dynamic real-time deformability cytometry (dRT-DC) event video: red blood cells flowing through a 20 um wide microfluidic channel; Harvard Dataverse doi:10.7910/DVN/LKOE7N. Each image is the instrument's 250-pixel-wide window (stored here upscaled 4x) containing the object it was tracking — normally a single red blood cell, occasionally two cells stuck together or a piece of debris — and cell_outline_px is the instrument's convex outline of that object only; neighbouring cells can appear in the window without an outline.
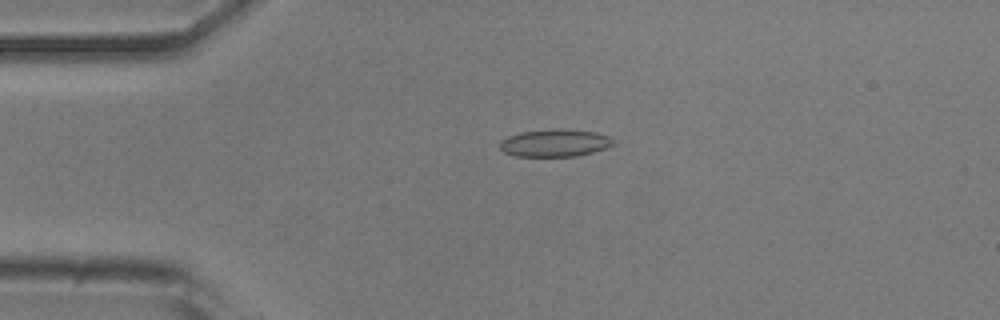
{"species": "common noctule bat (a hibernating species)", "species_latin": "Nyctalus noctula", "temperature_condition": "room temperature", "stored_images_in_passage": 42, "camera_frame_rate_fps": 3000, "um_per_image_px": 0.085, "animal": {"sex": "male", "body_mass_g": 20.5, "forearm_length_mm": 52.5}, "frame": {"image": 1, "passage_image": 11, "time_ms": 3.333, "image_size_px": [1000, 320], "cell_outline_px": [[616, 144], [592, 152], [576, 156], [512, 156], [504, 152], [500, 148], [500, 140], [508, 136], [520, 132], [556, 128], [596, 132], [608, 136], [616, 140]], "centroid_in_image_um": [47.16, 12.14], "position_along_channel_um": 37.8, "area_um2": 18.26}}
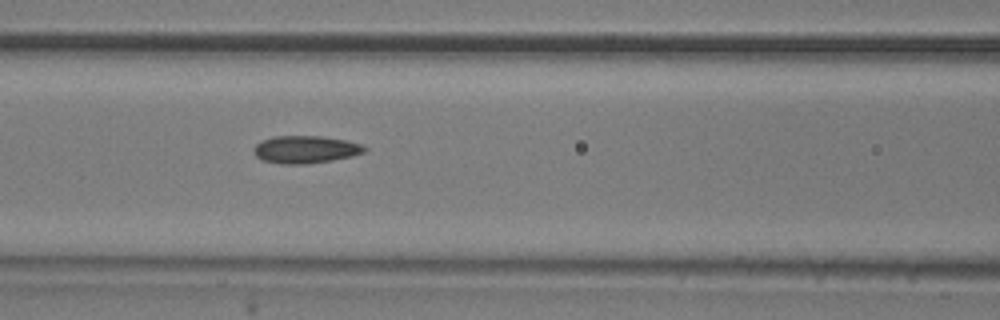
{"frame": {"image": 2, "passage_image": 21, "time_ms": 6.667, "image_size_px": [1000, 320], "cell_outline_px": [[368, 148], [364, 152], [352, 156], [332, 160], [304, 164], [284, 164], [264, 160], [256, 156], [252, 152], [252, 148], [260, 140], [276, 136], [320, 136], [344, 140], [360, 144]], "centroid_in_image_um": [25.93, 12.7], "position_along_channel_um": 140.7, "area_um2": 17.69}}
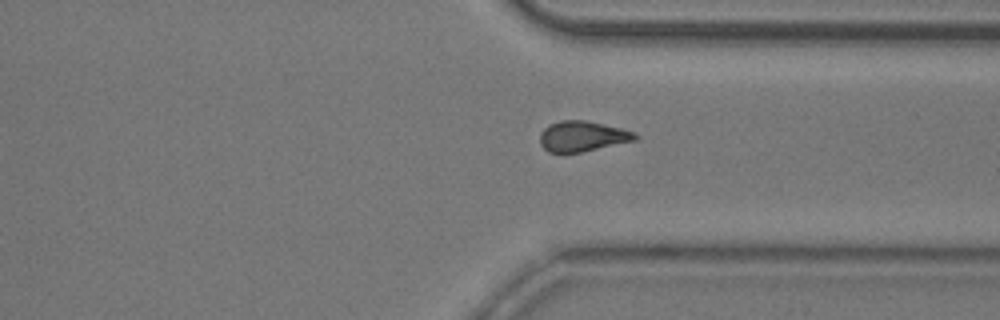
{"frame": {"image": 3, "passage_image": 38, "time_ms": 12.333, "image_size_px": [1000, 320], "cell_outline_px": [[640, 136], [636, 140], [580, 152], [548, 152], [540, 144], [540, 132], [548, 124], [560, 120], [584, 120], [620, 128], [636, 132]], "centroid_in_image_um": [49.5, 11.57], "position_along_channel_um": 361.9, "area_um2": 16.82}, "authors_computed_cell_mechanics": {"area_um2": 17.4267, "velocity_mm_per_s": 3.9146, "shape_relaxation_time_tau1_ms": 7.7565, "shape_relaxation_time_tau2_ms": 5.1267, "deformation_change_tau1": 0.1624, "deformation_change_tau2": 0.1224}}